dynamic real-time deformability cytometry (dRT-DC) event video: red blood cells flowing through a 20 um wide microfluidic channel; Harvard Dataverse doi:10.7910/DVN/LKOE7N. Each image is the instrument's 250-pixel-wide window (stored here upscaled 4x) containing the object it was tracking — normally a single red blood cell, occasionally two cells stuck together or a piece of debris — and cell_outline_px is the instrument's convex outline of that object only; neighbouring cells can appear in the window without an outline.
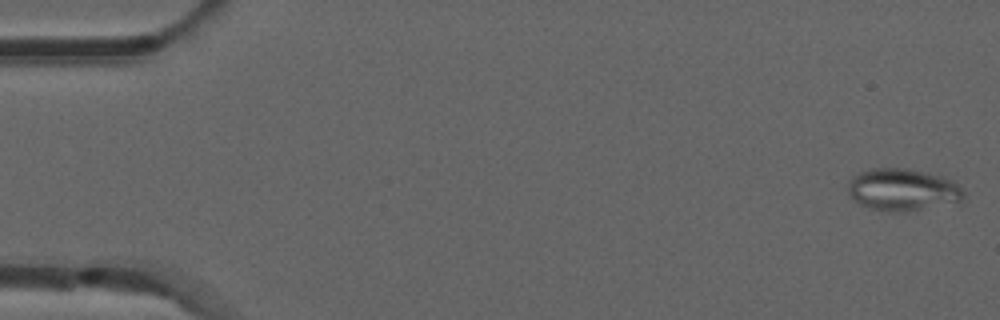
{"species": "common noctule bat (a hibernating species)", "species_latin": "Nyctalus noctula", "temperature_condition": "room temperature", "stored_images_in_passage": 52, "camera_frame_rate_fps": 3000, "um_per_image_px": 0.085, "animal": {"sex": "male", "forearm_length_mm": 52.5}, "frame": {"image": 1, "passage_image": 1, "time_ms": 0.0, "image_size_px": [1000, 320], "cell_outline_px": [[964, 196], [960, 200], [904, 212], [892, 212], [872, 208], [860, 204], [852, 200], [848, 196], [848, 180], [852, 176], [868, 168], [912, 168], [944, 176], [952, 180], [964, 188]], "centroid_in_image_um": [76.68, 16.09], "position_along_channel_um": 8.3, "area_um2": 28.61}}
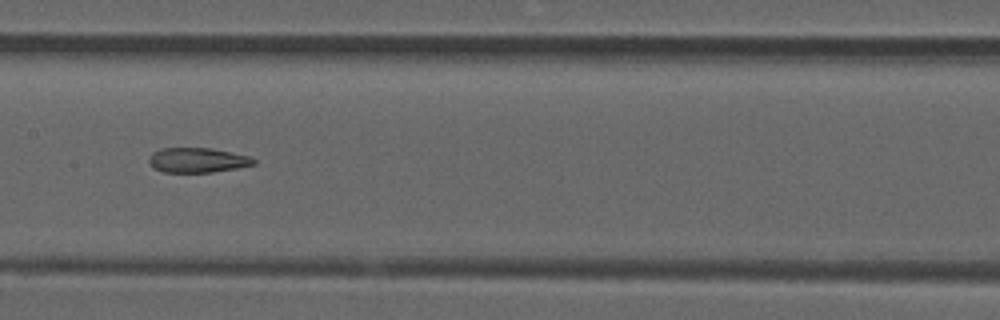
{"frame": {"image": 2, "passage_image": 26, "time_ms": 8.333, "image_size_px": [1000, 320], "cell_outline_px": [[256, 164], [240, 168], [212, 172], [164, 172], [152, 168], [148, 164], [148, 156], [152, 152], [160, 148], [212, 148], [248, 156], [256, 160]], "centroid_in_image_um": [16.74, 13.61], "position_along_channel_um": 190.7, "area_um2": 15.37}}
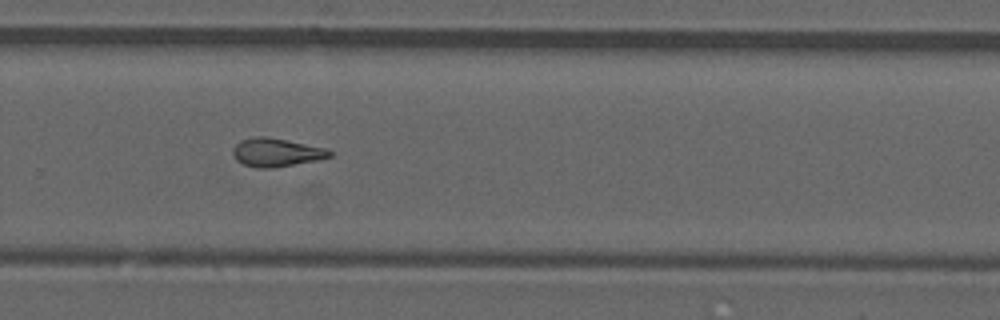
{"frame": {"image": 3, "passage_image": 35, "time_ms": 11.333, "image_size_px": [1000, 320], "cell_outline_px": [[332, 156], [316, 160], [272, 168], [260, 168], [244, 164], [236, 160], [232, 152], [232, 148], [240, 140], [252, 136], [264, 136], [328, 148], [332, 152]], "centroid_in_image_um": [23.47, 12.94], "position_along_channel_um": 306.3, "area_um2": 15.95}, "authors_computed_cell_mechanics": {"area_um2": 16.1551, "velocity_mm_per_s": 3.8789, "shape_relaxation_time_tau1_ms": null, "shape_relaxation_time_tau2_ms": 4.0633, "deformation_change_tau1": null, "deformation_change_tau2": 0.1334}}